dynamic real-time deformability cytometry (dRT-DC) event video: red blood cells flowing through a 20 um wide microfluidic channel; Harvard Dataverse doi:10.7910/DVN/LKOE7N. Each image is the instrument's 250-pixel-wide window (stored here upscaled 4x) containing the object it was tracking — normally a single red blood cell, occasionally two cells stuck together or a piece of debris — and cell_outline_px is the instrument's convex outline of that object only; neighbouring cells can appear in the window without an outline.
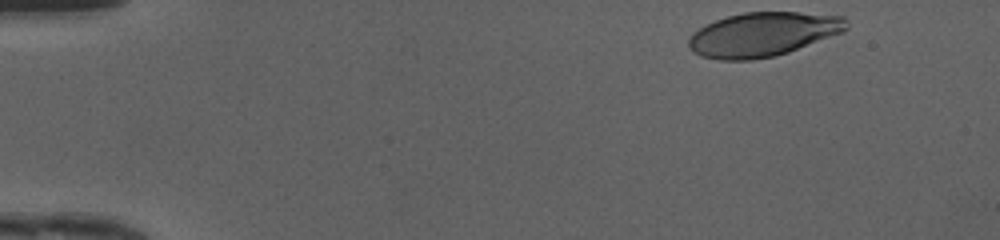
{"species": "human", "species_latin": "Homo sapiens", "temperature_condition": "cold", "stored_images_in_passage": 37, "camera_frame_rate_fps": 3000, "um_per_image_px": 0.085, "donor": {"sex": "female"}, "frame": {"image": 1, "passage_image": 1, "time_ms": 0.0, "image_size_px": [1000, 240], "cell_outline_px": [[848, 28], [844, 32], [788, 52], [772, 56], [752, 60], [720, 60], [700, 56], [692, 52], [688, 48], [688, 40], [700, 28], [716, 20], [728, 16], [744, 12], [796, 12], [844, 16], [848, 20]], "centroid_in_image_um": [64.87, 2.92], "position_along_channel_um": 20.1, "area_um2": 40.52}}
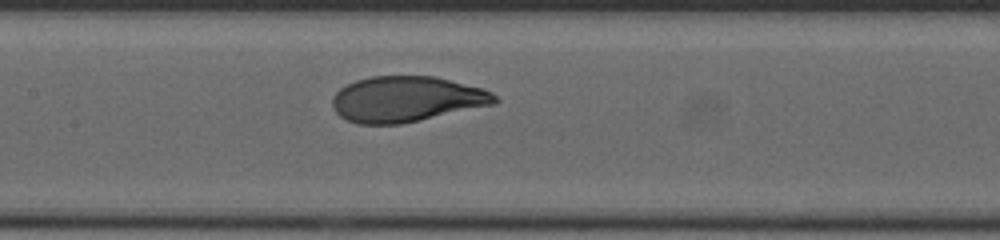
{"frame": {"image": 2, "passage_image": 20, "time_ms": 6.333, "image_size_px": [1000, 240], "cell_outline_px": [[500, 100], [496, 104], [420, 120], [400, 124], [360, 124], [348, 120], [340, 116], [336, 112], [332, 104], [332, 96], [340, 88], [356, 80], [372, 76], [436, 76], [484, 88], [492, 92]], "centroid_in_image_um": [34.58, 8.42], "position_along_channel_um": 172.8, "area_um2": 43.35}}
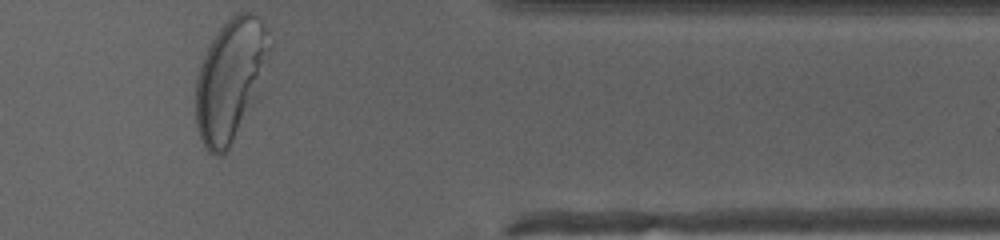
{"frame": {"image": 3, "passage_image": 37, "time_ms": 12.0, "image_size_px": [1000, 240], "cell_outline_px": [[272, 48], [252, 100], [228, 152], [224, 156], [216, 156], [208, 152], [204, 148], [196, 124], [196, 80], [204, 56], [216, 32], [232, 16], [240, 12], [252, 12], [260, 16], [268, 32], [272, 44]], "centroid_in_image_um": [19.56, 6.76], "position_along_channel_um": 391.8, "area_um2": 51.44}, "authors_computed_cell_mechanics": {"area_um2": 43.061, "velocity_mm_per_s": 4.1627, "shape_relaxation_time_tau1_ms": 3.4938, "shape_relaxation_time_tau2_ms": null, "deformation_change_tau1": 0.2068, "deformation_change_tau2": null}}